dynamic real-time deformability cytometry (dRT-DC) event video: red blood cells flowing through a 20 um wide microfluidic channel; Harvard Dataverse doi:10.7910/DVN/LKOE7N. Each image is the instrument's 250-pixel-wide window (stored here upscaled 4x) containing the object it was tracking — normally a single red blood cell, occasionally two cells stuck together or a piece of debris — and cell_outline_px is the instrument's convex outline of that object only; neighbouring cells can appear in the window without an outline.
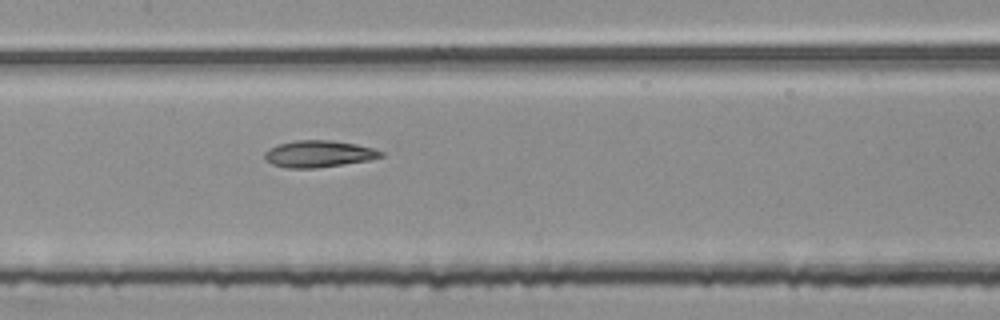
{"species": "common noctule bat (a hibernating species)", "species_latin": "Nyctalus noctula", "temperature_condition": "room temperature", "stored_images_in_passage": 54, "segment_of_instrument_passage": [2, 2], "camera_frame_rate_fps": 3000, "um_per_image_px": 0.085, "animal": {"sex": "female", "body_mass_g": 25.1}, "frame": {"image": 1, "passage_image": 26, "time_ms": 8.333, "image_size_px": [1000, 320], "cell_outline_px": [[384, 156], [368, 160], [316, 168], [288, 168], [272, 164], [264, 160], [264, 152], [268, 148], [280, 144], [296, 140], [332, 140], [356, 144], [372, 148], [384, 152]], "centroid_in_image_um": [27.06, 13.07], "position_along_channel_um": 180.3, "area_um2": 18.09}}
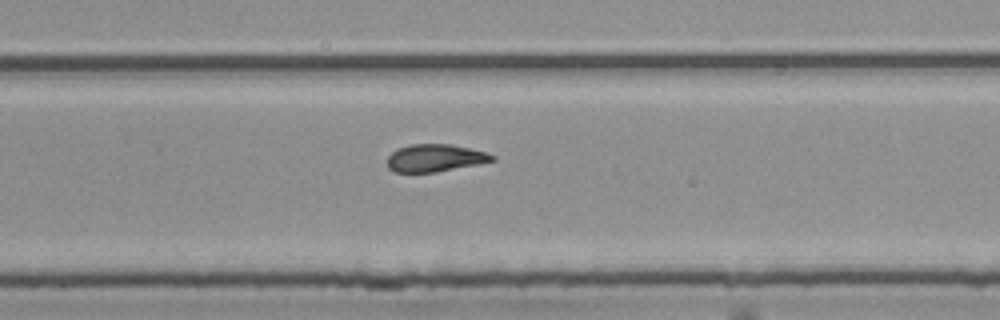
{"frame": {"image": 2, "passage_image": 35, "time_ms": 11.333, "image_size_px": [1000, 320], "cell_outline_px": [[496, 160], [480, 164], [436, 172], [396, 172], [388, 168], [388, 156], [396, 148], [412, 144], [452, 144], [488, 152], [496, 156]], "centroid_in_image_um": [37.02, 13.42], "position_along_channel_um": 292.8, "area_um2": 16.99}}
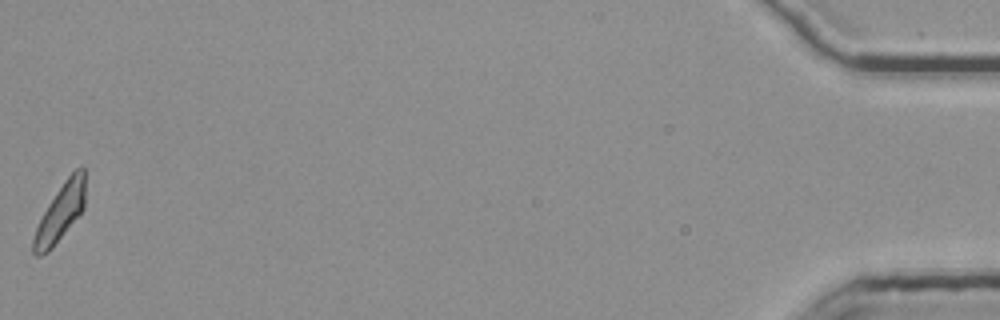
{"frame": {"image": 3, "passage_image": 54, "time_ms": 17.667, "image_size_px": [1000, 320], "cell_outline_px": [[84, 208], [52, 248], [48, 252], [40, 256], [36, 256], [32, 252], [32, 240], [36, 228], [48, 204], [64, 180], [76, 168], [84, 168]], "centroid_in_image_um": [5.1, 18.1], "position_along_channel_um": 430.1, "area_um2": 16.88}}